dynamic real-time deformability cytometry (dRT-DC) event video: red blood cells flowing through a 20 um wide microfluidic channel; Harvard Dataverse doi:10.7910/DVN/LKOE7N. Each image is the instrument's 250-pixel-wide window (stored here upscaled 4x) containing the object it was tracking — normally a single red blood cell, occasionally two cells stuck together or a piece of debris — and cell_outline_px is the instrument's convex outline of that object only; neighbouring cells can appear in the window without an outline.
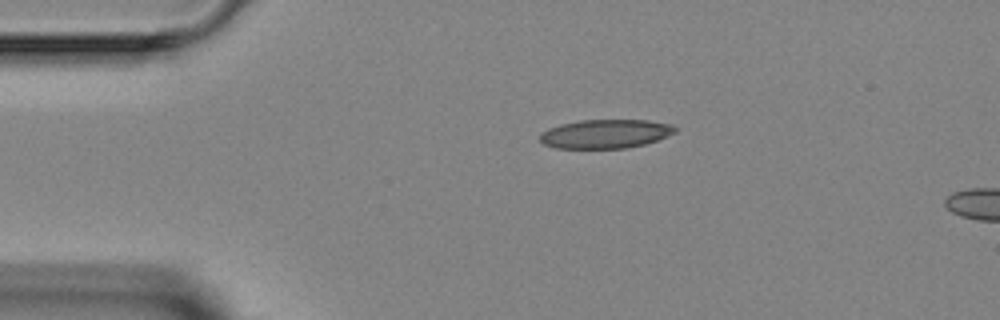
{"species": "Egyptian fruit bat (a non-hibernating species)", "species_latin": "Rousettus aegyptiacus", "temperature_condition": "room temperature", "stored_images_in_passage": 4, "camera_frame_rate_fps": 3000, "um_per_image_px": 0.085, "animal": {"sex": "female"}, "frame": {"image": 1, "passage_image": 4, "time_ms": 5.0, "image_size_px": [1000, 320], "cell_outline_px": [[676, 132], [656, 140], [644, 144], [624, 148], [556, 148], [544, 144], [540, 140], [540, 132], [548, 128], [560, 124], [580, 120], [648, 120], [672, 124], [676, 128]], "centroid_in_image_um": [51.44, 11.37], "position_along_channel_um": 33.6, "area_um2": 22.72}}